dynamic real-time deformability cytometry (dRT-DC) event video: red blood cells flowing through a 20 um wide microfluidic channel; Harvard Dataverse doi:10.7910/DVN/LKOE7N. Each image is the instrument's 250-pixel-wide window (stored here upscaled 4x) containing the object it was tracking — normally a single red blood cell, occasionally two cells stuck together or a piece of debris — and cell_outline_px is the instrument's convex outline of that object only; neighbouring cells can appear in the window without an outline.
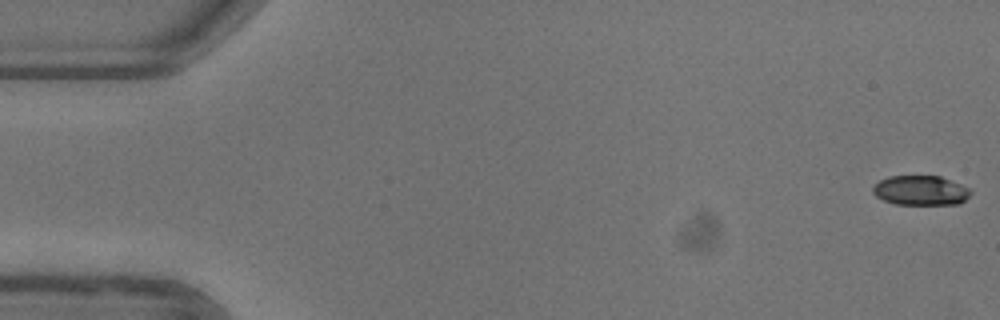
{"species": "common noctule bat (a hibernating species)", "species_latin": "Nyctalus noctula", "temperature_condition": "warm", "stored_images_in_passage": 20, "camera_frame_rate_fps": 3000, "um_per_image_px": 0.085, "animal": {"sex": "female"}, "frame": {"image": 1, "passage_image": 1, "time_ms": 0.0, "image_size_px": [1000, 320], "cell_outline_px": [[972, 192], [960, 204], [896, 204], [884, 200], [876, 196], [872, 192], [872, 188], [880, 180], [888, 176], [940, 176], [960, 184], [968, 188]], "centroid_in_image_um": [78.24, 16.18], "position_along_channel_um": 6.8, "area_um2": 16.76}}
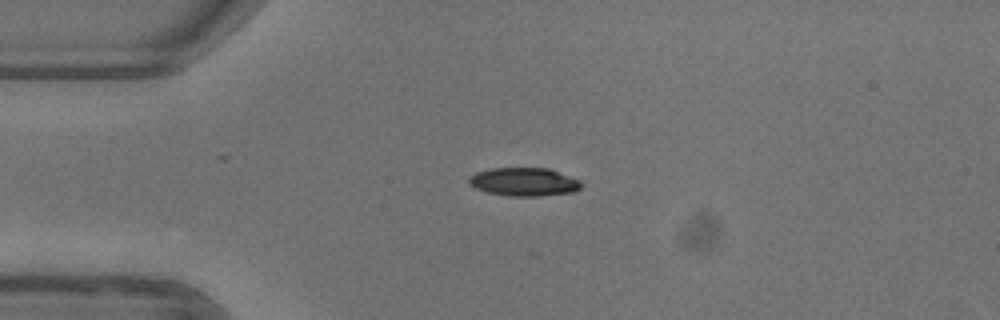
{"frame": {"image": 2, "passage_image": 13, "time_ms": 4.0, "image_size_px": [1000, 320], "cell_outline_px": [[584, 184], [580, 188], [572, 192], [540, 196], [508, 196], [488, 192], [476, 188], [468, 184], [468, 176], [476, 172], [492, 168], [548, 168], [580, 180]], "centroid_in_image_um": [44.53, 15.45], "position_along_channel_um": 40.5, "area_um2": 18.61}}
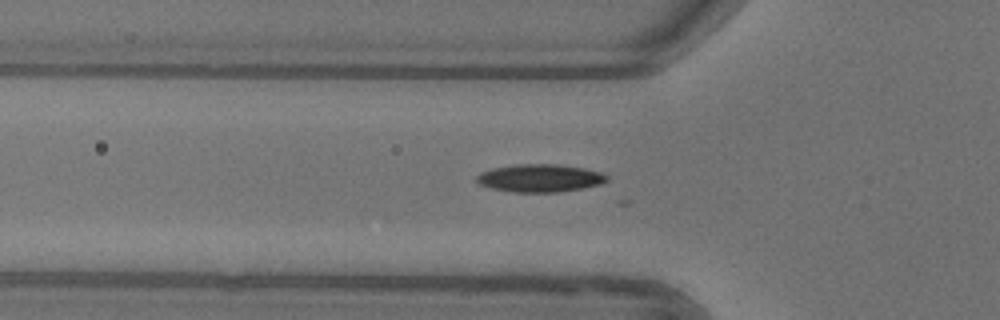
{"frame": {"image": 3, "passage_image": 18, "time_ms": 5.667, "image_size_px": [1000, 320], "cell_outline_px": [[608, 180], [600, 184], [560, 192], [512, 192], [492, 188], [480, 184], [476, 180], [476, 176], [480, 172], [496, 168], [520, 164], [556, 164], [584, 168], [604, 172], [608, 176]], "centroid_in_image_um": [45.93, 15.14], "position_along_channel_um": 79.9, "area_um2": 20.98}}